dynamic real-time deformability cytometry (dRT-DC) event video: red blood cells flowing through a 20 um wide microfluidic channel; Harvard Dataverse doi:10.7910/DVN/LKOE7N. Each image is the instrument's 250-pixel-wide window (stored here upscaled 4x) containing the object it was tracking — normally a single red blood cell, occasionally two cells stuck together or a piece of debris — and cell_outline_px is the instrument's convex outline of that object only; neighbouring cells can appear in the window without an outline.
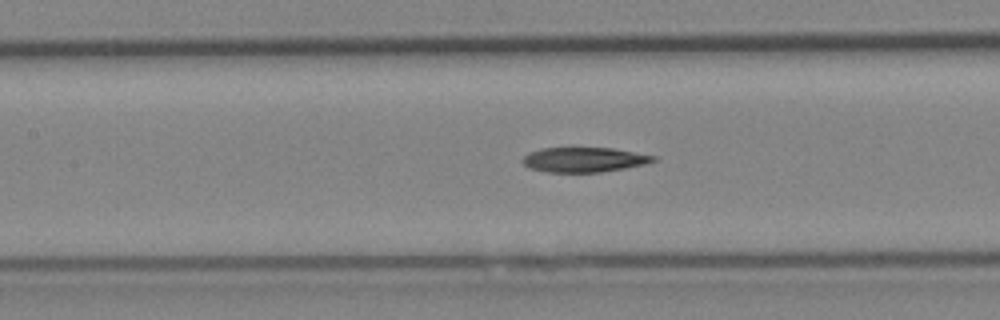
{"species": "Egyptian fruit bat (a non-hibernating species)", "species_latin": "Rousettus aegyptiacus", "temperature_condition": "cold", "stored_images_in_passage": 8, "camera_frame_rate_fps": 3000, "um_per_image_px": 0.085, "animal": {"sex": "female"}, "frame": {"image": 1, "passage_image": 8, "time_ms": 9.0, "image_size_px": [1000, 320], "cell_outline_px": [[656, 160], [644, 164], [624, 168], [600, 172], [548, 172], [528, 168], [520, 160], [524, 156], [532, 152], [544, 148], [572, 144], [612, 148], [656, 156]], "centroid_in_image_um": [49.59, 13.52], "position_along_channel_um": 157.8, "area_um2": 19.65}}